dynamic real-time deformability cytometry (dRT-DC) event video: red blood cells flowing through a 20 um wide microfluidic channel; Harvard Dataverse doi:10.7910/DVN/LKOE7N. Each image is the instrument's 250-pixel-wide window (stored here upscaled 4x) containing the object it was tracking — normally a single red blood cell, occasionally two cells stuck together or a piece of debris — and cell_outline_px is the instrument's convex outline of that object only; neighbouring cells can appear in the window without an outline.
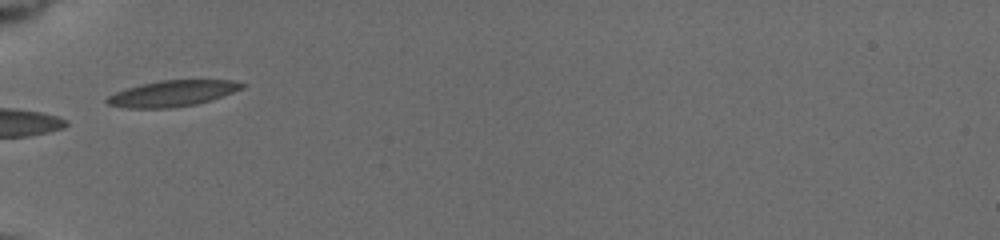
{"species": "common noctule bat (a hibernating species)", "species_latin": "Nyctalus noctula", "temperature_condition": "cold", "stored_images_in_passage": 23, "camera_frame_rate_fps": 3000, "um_per_image_px": 0.085, "animal": {"sex": "female", "body_mass_g": 19.5, "forearm_length_mm": 54.1}, "frame": {"image": 1, "passage_image": 1, "time_ms": 0.0, "image_size_px": [1000, 240], "cell_outline_px": [[244, 88], [212, 100], [196, 104], [168, 108], [128, 108], [108, 104], [104, 100], [108, 96], [116, 92], [140, 84], [160, 80], [232, 80], [244, 84]], "centroid_in_image_um": [14.66, 7.94], "position_along_channel_um": 70.3, "area_um2": 20.35}}